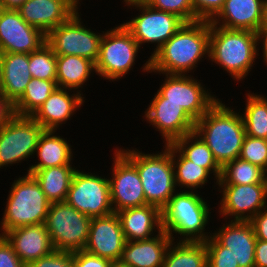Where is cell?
I'll use <instances>...</instances> for the list:
<instances>
[{"label": "cell", "mask_w": 267, "mask_h": 267, "mask_svg": "<svg viewBox=\"0 0 267 267\" xmlns=\"http://www.w3.org/2000/svg\"><path fill=\"white\" fill-rule=\"evenodd\" d=\"M210 21L198 20L183 26L143 64V73L188 75L198 63L209 60ZM203 58V59H202Z\"/></svg>", "instance_id": "obj_1"}, {"label": "cell", "mask_w": 267, "mask_h": 267, "mask_svg": "<svg viewBox=\"0 0 267 267\" xmlns=\"http://www.w3.org/2000/svg\"><path fill=\"white\" fill-rule=\"evenodd\" d=\"M231 107L219 99L194 127L221 167L240 156L246 135L241 112Z\"/></svg>", "instance_id": "obj_2"}, {"label": "cell", "mask_w": 267, "mask_h": 267, "mask_svg": "<svg viewBox=\"0 0 267 267\" xmlns=\"http://www.w3.org/2000/svg\"><path fill=\"white\" fill-rule=\"evenodd\" d=\"M199 193L201 192L177 190L161 209L162 228L171 240L204 242L212 236L206 230L212 218V208L207 203L208 200L205 201Z\"/></svg>", "instance_id": "obj_3"}, {"label": "cell", "mask_w": 267, "mask_h": 267, "mask_svg": "<svg viewBox=\"0 0 267 267\" xmlns=\"http://www.w3.org/2000/svg\"><path fill=\"white\" fill-rule=\"evenodd\" d=\"M257 32L231 30L210 22L209 60L233 78L243 81L258 58Z\"/></svg>", "instance_id": "obj_4"}, {"label": "cell", "mask_w": 267, "mask_h": 267, "mask_svg": "<svg viewBox=\"0 0 267 267\" xmlns=\"http://www.w3.org/2000/svg\"><path fill=\"white\" fill-rule=\"evenodd\" d=\"M117 148L136 168L140 175L147 204L162 209L178 190L171 156V144L159 153H145L137 148Z\"/></svg>", "instance_id": "obj_5"}, {"label": "cell", "mask_w": 267, "mask_h": 267, "mask_svg": "<svg viewBox=\"0 0 267 267\" xmlns=\"http://www.w3.org/2000/svg\"><path fill=\"white\" fill-rule=\"evenodd\" d=\"M8 193L0 235L18 227L45 223L51 202L32 175L15 178Z\"/></svg>", "instance_id": "obj_6"}, {"label": "cell", "mask_w": 267, "mask_h": 267, "mask_svg": "<svg viewBox=\"0 0 267 267\" xmlns=\"http://www.w3.org/2000/svg\"><path fill=\"white\" fill-rule=\"evenodd\" d=\"M140 48L131 32L122 23L103 31L99 56L95 63L99 78L114 82L130 74Z\"/></svg>", "instance_id": "obj_7"}, {"label": "cell", "mask_w": 267, "mask_h": 267, "mask_svg": "<svg viewBox=\"0 0 267 267\" xmlns=\"http://www.w3.org/2000/svg\"><path fill=\"white\" fill-rule=\"evenodd\" d=\"M91 219L65 201L51 203L44 224L54 249L72 253L83 250Z\"/></svg>", "instance_id": "obj_8"}, {"label": "cell", "mask_w": 267, "mask_h": 267, "mask_svg": "<svg viewBox=\"0 0 267 267\" xmlns=\"http://www.w3.org/2000/svg\"><path fill=\"white\" fill-rule=\"evenodd\" d=\"M44 131L45 129L31 116L14 114L1 125L0 169L34 158L36 147Z\"/></svg>", "instance_id": "obj_9"}, {"label": "cell", "mask_w": 267, "mask_h": 267, "mask_svg": "<svg viewBox=\"0 0 267 267\" xmlns=\"http://www.w3.org/2000/svg\"><path fill=\"white\" fill-rule=\"evenodd\" d=\"M65 202L91 218L113 214L109 177L77 168Z\"/></svg>", "instance_id": "obj_10"}, {"label": "cell", "mask_w": 267, "mask_h": 267, "mask_svg": "<svg viewBox=\"0 0 267 267\" xmlns=\"http://www.w3.org/2000/svg\"><path fill=\"white\" fill-rule=\"evenodd\" d=\"M155 74L165 76L157 90L165 98V102L180 105L195 122L220 99L200 82L203 80H198L191 74Z\"/></svg>", "instance_id": "obj_11"}, {"label": "cell", "mask_w": 267, "mask_h": 267, "mask_svg": "<svg viewBox=\"0 0 267 267\" xmlns=\"http://www.w3.org/2000/svg\"><path fill=\"white\" fill-rule=\"evenodd\" d=\"M81 15L78 11L67 22L52 29L46 35V43L56 55H75L96 63L103 31L96 33L87 28Z\"/></svg>", "instance_id": "obj_12"}, {"label": "cell", "mask_w": 267, "mask_h": 267, "mask_svg": "<svg viewBox=\"0 0 267 267\" xmlns=\"http://www.w3.org/2000/svg\"><path fill=\"white\" fill-rule=\"evenodd\" d=\"M133 7V8H132ZM127 9H137L140 12L132 19L122 24L131 32L133 38L140 47L146 44H153L154 48L150 53L151 58L164 43H166L185 23L178 16L155 9L151 6L136 5ZM156 44V45H155Z\"/></svg>", "instance_id": "obj_13"}, {"label": "cell", "mask_w": 267, "mask_h": 267, "mask_svg": "<svg viewBox=\"0 0 267 267\" xmlns=\"http://www.w3.org/2000/svg\"><path fill=\"white\" fill-rule=\"evenodd\" d=\"M218 216L229 221H249L267 207V183L217 185ZM225 217V218H224Z\"/></svg>", "instance_id": "obj_14"}, {"label": "cell", "mask_w": 267, "mask_h": 267, "mask_svg": "<svg viewBox=\"0 0 267 267\" xmlns=\"http://www.w3.org/2000/svg\"><path fill=\"white\" fill-rule=\"evenodd\" d=\"M109 178L114 213L147 205L137 168L117 149H113Z\"/></svg>", "instance_id": "obj_15"}, {"label": "cell", "mask_w": 267, "mask_h": 267, "mask_svg": "<svg viewBox=\"0 0 267 267\" xmlns=\"http://www.w3.org/2000/svg\"><path fill=\"white\" fill-rule=\"evenodd\" d=\"M154 94L148 108L144 111L143 120L159 132L162 136L161 140L164 139V145L194 132L195 121L180 105L165 102V98L158 91Z\"/></svg>", "instance_id": "obj_16"}, {"label": "cell", "mask_w": 267, "mask_h": 267, "mask_svg": "<svg viewBox=\"0 0 267 267\" xmlns=\"http://www.w3.org/2000/svg\"><path fill=\"white\" fill-rule=\"evenodd\" d=\"M46 43V35L27 24L17 10L0 8V53L37 51Z\"/></svg>", "instance_id": "obj_17"}, {"label": "cell", "mask_w": 267, "mask_h": 267, "mask_svg": "<svg viewBox=\"0 0 267 267\" xmlns=\"http://www.w3.org/2000/svg\"><path fill=\"white\" fill-rule=\"evenodd\" d=\"M80 2L82 1L26 0L17 11L27 24L47 35L52 29L67 22L76 12L80 11Z\"/></svg>", "instance_id": "obj_18"}, {"label": "cell", "mask_w": 267, "mask_h": 267, "mask_svg": "<svg viewBox=\"0 0 267 267\" xmlns=\"http://www.w3.org/2000/svg\"><path fill=\"white\" fill-rule=\"evenodd\" d=\"M125 242L119 217L113 213L91 219L88 240L83 250L111 261H119Z\"/></svg>", "instance_id": "obj_19"}, {"label": "cell", "mask_w": 267, "mask_h": 267, "mask_svg": "<svg viewBox=\"0 0 267 267\" xmlns=\"http://www.w3.org/2000/svg\"><path fill=\"white\" fill-rule=\"evenodd\" d=\"M84 99L79 92L57 87L31 117L45 130L59 131V127L81 110Z\"/></svg>", "instance_id": "obj_20"}, {"label": "cell", "mask_w": 267, "mask_h": 267, "mask_svg": "<svg viewBox=\"0 0 267 267\" xmlns=\"http://www.w3.org/2000/svg\"><path fill=\"white\" fill-rule=\"evenodd\" d=\"M212 235L224 246L239 267H255L256 237L249 221L225 220Z\"/></svg>", "instance_id": "obj_21"}, {"label": "cell", "mask_w": 267, "mask_h": 267, "mask_svg": "<svg viewBox=\"0 0 267 267\" xmlns=\"http://www.w3.org/2000/svg\"><path fill=\"white\" fill-rule=\"evenodd\" d=\"M267 0H225L223 8L210 21L231 30L257 32L263 23Z\"/></svg>", "instance_id": "obj_22"}, {"label": "cell", "mask_w": 267, "mask_h": 267, "mask_svg": "<svg viewBox=\"0 0 267 267\" xmlns=\"http://www.w3.org/2000/svg\"><path fill=\"white\" fill-rule=\"evenodd\" d=\"M3 236L26 266L55 250L44 223L18 227Z\"/></svg>", "instance_id": "obj_23"}, {"label": "cell", "mask_w": 267, "mask_h": 267, "mask_svg": "<svg viewBox=\"0 0 267 267\" xmlns=\"http://www.w3.org/2000/svg\"><path fill=\"white\" fill-rule=\"evenodd\" d=\"M116 214L126 241L148 240L163 231L161 209L155 205L128 208Z\"/></svg>", "instance_id": "obj_24"}, {"label": "cell", "mask_w": 267, "mask_h": 267, "mask_svg": "<svg viewBox=\"0 0 267 267\" xmlns=\"http://www.w3.org/2000/svg\"><path fill=\"white\" fill-rule=\"evenodd\" d=\"M171 242L164 230L148 240L126 241L119 261L129 267H162Z\"/></svg>", "instance_id": "obj_25"}, {"label": "cell", "mask_w": 267, "mask_h": 267, "mask_svg": "<svg viewBox=\"0 0 267 267\" xmlns=\"http://www.w3.org/2000/svg\"><path fill=\"white\" fill-rule=\"evenodd\" d=\"M1 94L14 105L24 94L32 79L29 54L0 53Z\"/></svg>", "instance_id": "obj_26"}, {"label": "cell", "mask_w": 267, "mask_h": 267, "mask_svg": "<svg viewBox=\"0 0 267 267\" xmlns=\"http://www.w3.org/2000/svg\"><path fill=\"white\" fill-rule=\"evenodd\" d=\"M57 133V130H45L38 142L35 150V156L38 158L34 164H29L28 170H40L49 167H56L61 165H72L75 156L73 153L75 149L66 140Z\"/></svg>", "instance_id": "obj_27"}, {"label": "cell", "mask_w": 267, "mask_h": 267, "mask_svg": "<svg viewBox=\"0 0 267 267\" xmlns=\"http://www.w3.org/2000/svg\"><path fill=\"white\" fill-rule=\"evenodd\" d=\"M94 74L97 75L93 61L75 55H56V83L59 88L79 92L85 97L83 86H87V81Z\"/></svg>", "instance_id": "obj_28"}, {"label": "cell", "mask_w": 267, "mask_h": 267, "mask_svg": "<svg viewBox=\"0 0 267 267\" xmlns=\"http://www.w3.org/2000/svg\"><path fill=\"white\" fill-rule=\"evenodd\" d=\"M61 165L40 170H28L39 183L46 198L51 202H64L77 167Z\"/></svg>", "instance_id": "obj_29"}, {"label": "cell", "mask_w": 267, "mask_h": 267, "mask_svg": "<svg viewBox=\"0 0 267 267\" xmlns=\"http://www.w3.org/2000/svg\"><path fill=\"white\" fill-rule=\"evenodd\" d=\"M188 160L204 167L214 178V184L217 187V181L221 175V166L215 160L212 151L205 142L195 133L184 135L177 138L172 143Z\"/></svg>", "instance_id": "obj_30"}, {"label": "cell", "mask_w": 267, "mask_h": 267, "mask_svg": "<svg viewBox=\"0 0 267 267\" xmlns=\"http://www.w3.org/2000/svg\"><path fill=\"white\" fill-rule=\"evenodd\" d=\"M171 156L175 172V183L178 190L197 191L204 188L213 177L204 168L188 160L172 143ZM210 177V178H209Z\"/></svg>", "instance_id": "obj_31"}, {"label": "cell", "mask_w": 267, "mask_h": 267, "mask_svg": "<svg viewBox=\"0 0 267 267\" xmlns=\"http://www.w3.org/2000/svg\"><path fill=\"white\" fill-rule=\"evenodd\" d=\"M162 267H207L205 242L172 240Z\"/></svg>", "instance_id": "obj_32"}, {"label": "cell", "mask_w": 267, "mask_h": 267, "mask_svg": "<svg viewBox=\"0 0 267 267\" xmlns=\"http://www.w3.org/2000/svg\"><path fill=\"white\" fill-rule=\"evenodd\" d=\"M251 91L245 93L242 118L246 135L267 140V97Z\"/></svg>", "instance_id": "obj_33"}, {"label": "cell", "mask_w": 267, "mask_h": 267, "mask_svg": "<svg viewBox=\"0 0 267 267\" xmlns=\"http://www.w3.org/2000/svg\"><path fill=\"white\" fill-rule=\"evenodd\" d=\"M267 183L264 169L238 157L221 167L217 185H247Z\"/></svg>", "instance_id": "obj_34"}, {"label": "cell", "mask_w": 267, "mask_h": 267, "mask_svg": "<svg viewBox=\"0 0 267 267\" xmlns=\"http://www.w3.org/2000/svg\"><path fill=\"white\" fill-rule=\"evenodd\" d=\"M57 87L56 80L32 78L22 97L13 105V113L32 116Z\"/></svg>", "instance_id": "obj_35"}, {"label": "cell", "mask_w": 267, "mask_h": 267, "mask_svg": "<svg viewBox=\"0 0 267 267\" xmlns=\"http://www.w3.org/2000/svg\"><path fill=\"white\" fill-rule=\"evenodd\" d=\"M29 71L32 78L56 80V54L47 43L29 54Z\"/></svg>", "instance_id": "obj_36"}, {"label": "cell", "mask_w": 267, "mask_h": 267, "mask_svg": "<svg viewBox=\"0 0 267 267\" xmlns=\"http://www.w3.org/2000/svg\"><path fill=\"white\" fill-rule=\"evenodd\" d=\"M239 157L264 169L267 175V140L245 135Z\"/></svg>", "instance_id": "obj_37"}, {"label": "cell", "mask_w": 267, "mask_h": 267, "mask_svg": "<svg viewBox=\"0 0 267 267\" xmlns=\"http://www.w3.org/2000/svg\"><path fill=\"white\" fill-rule=\"evenodd\" d=\"M147 5L174 14L185 23L195 22L192 0H149Z\"/></svg>", "instance_id": "obj_38"}, {"label": "cell", "mask_w": 267, "mask_h": 267, "mask_svg": "<svg viewBox=\"0 0 267 267\" xmlns=\"http://www.w3.org/2000/svg\"><path fill=\"white\" fill-rule=\"evenodd\" d=\"M204 242L207 247V267H239L229 249L213 235Z\"/></svg>", "instance_id": "obj_39"}, {"label": "cell", "mask_w": 267, "mask_h": 267, "mask_svg": "<svg viewBox=\"0 0 267 267\" xmlns=\"http://www.w3.org/2000/svg\"><path fill=\"white\" fill-rule=\"evenodd\" d=\"M27 267H74V252L54 250L49 255L29 263Z\"/></svg>", "instance_id": "obj_40"}, {"label": "cell", "mask_w": 267, "mask_h": 267, "mask_svg": "<svg viewBox=\"0 0 267 267\" xmlns=\"http://www.w3.org/2000/svg\"><path fill=\"white\" fill-rule=\"evenodd\" d=\"M195 21H211L223 8L225 0H192Z\"/></svg>", "instance_id": "obj_41"}, {"label": "cell", "mask_w": 267, "mask_h": 267, "mask_svg": "<svg viewBox=\"0 0 267 267\" xmlns=\"http://www.w3.org/2000/svg\"><path fill=\"white\" fill-rule=\"evenodd\" d=\"M0 267H27L3 235H0Z\"/></svg>", "instance_id": "obj_42"}, {"label": "cell", "mask_w": 267, "mask_h": 267, "mask_svg": "<svg viewBox=\"0 0 267 267\" xmlns=\"http://www.w3.org/2000/svg\"><path fill=\"white\" fill-rule=\"evenodd\" d=\"M111 260L80 250L74 252V267H109Z\"/></svg>", "instance_id": "obj_43"}, {"label": "cell", "mask_w": 267, "mask_h": 267, "mask_svg": "<svg viewBox=\"0 0 267 267\" xmlns=\"http://www.w3.org/2000/svg\"><path fill=\"white\" fill-rule=\"evenodd\" d=\"M249 223L252 225L256 239L267 241V207L253 216Z\"/></svg>", "instance_id": "obj_44"}, {"label": "cell", "mask_w": 267, "mask_h": 267, "mask_svg": "<svg viewBox=\"0 0 267 267\" xmlns=\"http://www.w3.org/2000/svg\"><path fill=\"white\" fill-rule=\"evenodd\" d=\"M255 267H267V241L256 240Z\"/></svg>", "instance_id": "obj_45"}, {"label": "cell", "mask_w": 267, "mask_h": 267, "mask_svg": "<svg viewBox=\"0 0 267 267\" xmlns=\"http://www.w3.org/2000/svg\"><path fill=\"white\" fill-rule=\"evenodd\" d=\"M13 115V105L0 93V126L5 124Z\"/></svg>", "instance_id": "obj_46"}, {"label": "cell", "mask_w": 267, "mask_h": 267, "mask_svg": "<svg viewBox=\"0 0 267 267\" xmlns=\"http://www.w3.org/2000/svg\"><path fill=\"white\" fill-rule=\"evenodd\" d=\"M257 48H258V57H259V50H262V61L267 66V29H259L257 31ZM261 44V46H259Z\"/></svg>", "instance_id": "obj_47"}, {"label": "cell", "mask_w": 267, "mask_h": 267, "mask_svg": "<svg viewBox=\"0 0 267 267\" xmlns=\"http://www.w3.org/2000/svg\"><path fill=\"white\" fill-rule=\"evenodd\" d=\"M26 0H0V8L17 10Z\"/></svg>", "instance_id": "obj_48"}, {"label": "cell", "mask_w": 267, "mask_h": 267, "mask_svg": "<svg viewBox=\"0 0 267 267\" xmlns=\"http://www.w3.org/2000/svg\"><path fill=\"white\" fill-rule=\"evenodd\" d=\"M124 5L129 7L136 6V5H145L148 3L149 0H123Z\"/></svg>", "instance_id": "obj_49"}, {"label": "cell", "mask_w": 267, "mask_h": 267, "mask_svg": "<svg viewBox=\"0 0 267 267\" xmlns=\"http://www.w3.org/2000/svg\"><path fill=\"white\" fill-rule=\"evenodd\" d=\"M260 29H267V1L264 8V17H263V23L262 27Z\"/></svg>", "instance_id": "obj_50"}, {"label": "cell", "mask_w": 267, "mask_h": 267, "mask_svg": "<svg viewBox=\"0 0 267 267\" xmlns=\"http://www.w3.org/2000/svg\"><path fill=\"white\" fill-rule=\"evenodd\" d=\"M109 267H129V266L121 263L120 261H111Z\"/></svg>", "instance_id": "obj_51"}, {"label": "cell", "mask_w": 267, "mask_h": 267, "mask_svg": "<svg viewBox=\"0 0 267 267\" xmlns=\"http://www.w3.org/2000/svg\"><path fill=\"white\" fill-rule=\"evenodd\" d=\"M0 93H1V65H0Z\"/></svg>", "instance_id": "obj_52"}]
</instances>
